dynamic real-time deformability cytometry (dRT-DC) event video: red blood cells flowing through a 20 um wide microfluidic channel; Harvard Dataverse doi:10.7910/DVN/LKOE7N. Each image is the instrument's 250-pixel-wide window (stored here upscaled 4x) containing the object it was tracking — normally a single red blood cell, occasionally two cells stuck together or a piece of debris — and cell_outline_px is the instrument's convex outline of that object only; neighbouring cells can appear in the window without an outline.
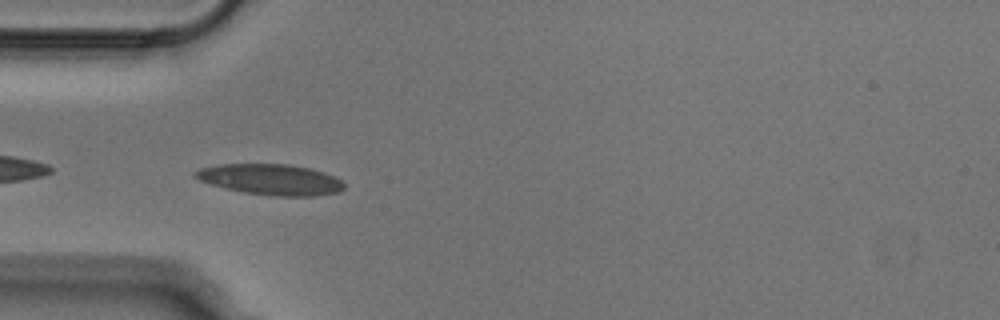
{"species": "Egyptian fruit bat (a non-hibernating species)", "species_latin": "Rousettus aegyptiacus", "temperature_condition": "cold", "stored_images_in_passage": 30, "camera_frame_rate_fps": 3000, "um_per_image_px": 0.085, "animal": {"sex": "male"}, "frame": {"image": 1, "passage_image": 2, "time_ms": 0.333, "image_size_px": [1000, 320], "cell_outline_px": [[344, 188], [340, 192], [312, 196], [276, 196], [244, 192], [212, 184], [200, 180], [192, 176], [192, 172], [200, 168], [220, 164], [288, 164], [312, 168], [336, 176], [344, 184]], "centroid_in_image_um": [23.04, 15.24], "position_along_channel_um": 62.0, "area_um2": 26.7}}
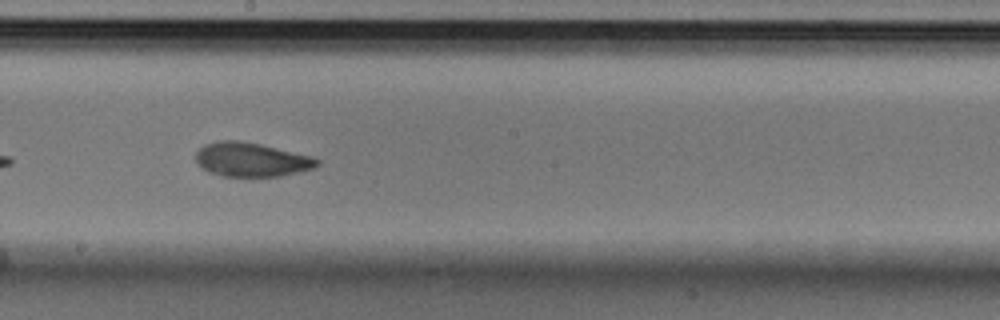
{"frame": {"image": 2, "passage_image": 15, "time_ms": 4.667, "image_size_px": [1000, 320], "cell_outline_px": [[320, 164], [316, 168], [280, 176], [224, 176], [208, 172], [196, 160], [196, 152], [204, 144], [216, 140], [240, 140], [260, 144], [312, 156], [320, 160]], "centroid_in_image_um": [21.39, 13.56], "position_along_channel_um": 226.8, "area_um2": 24.1}}
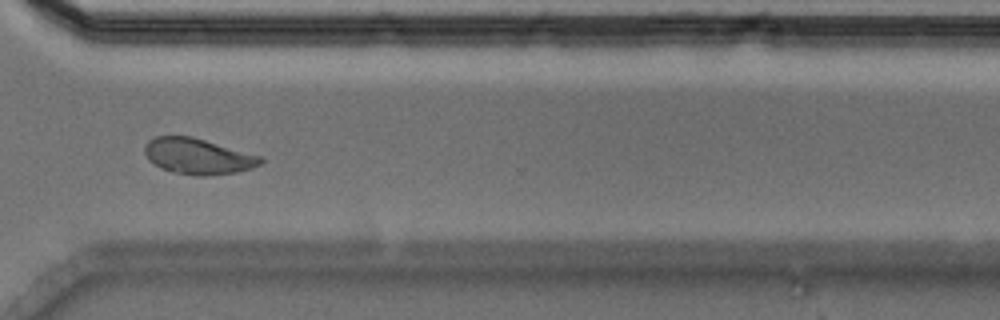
{"frame": {"image": 3, "passage_image": 25, "time_ms": 8.0, "image_size_px": [1000, 320], "cell_outline_px": [[264, 160], [260, 164], [252, 168], [236, 172], [208, 176], [196, 176], [172, 172], [160, 168], [148, 160], [144, 152], [144, 144], [148, 140], [156, 136], [192, 136], [264, 156]], "centroid_in_image_um": [16.83, 13.28], "position_along_channel_um": 353.8, "area_um2": 24.62}}